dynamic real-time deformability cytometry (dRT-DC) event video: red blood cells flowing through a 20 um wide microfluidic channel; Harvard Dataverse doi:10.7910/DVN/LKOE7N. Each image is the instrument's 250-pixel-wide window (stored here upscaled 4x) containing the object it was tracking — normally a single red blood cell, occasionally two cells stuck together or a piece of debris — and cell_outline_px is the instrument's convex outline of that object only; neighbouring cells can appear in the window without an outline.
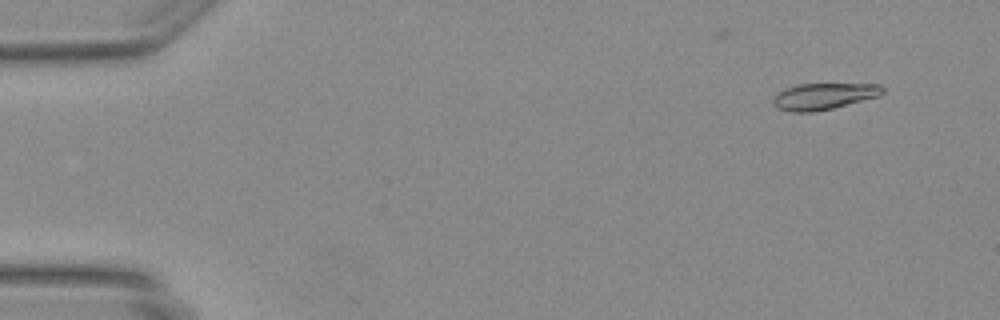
{"species": "Egyptian fruit bat (a non-hibernating species)", "species_latin": "Rousettus aegyptiacus", "temperature_condition": "warm", "stored_images_in_passage": 48, "camera_frame_rate_fps": 3000, "um_per_image_px": 0.085, "animal": {"sex": "female"}, "frame": {"image": 1, "passage_image": 4, "time_ms": 1.0, "image_size_px": [1000, 320], "cell_outline_px": [[884, 92], [880, 96], [832, 108], [812, 112], [792, 112], [776, 108], [772, 104], [772, 100], [784, 88], [800, 84], [880, 84], [884, 88]], "centroid_in_image_um": [70.02, 8.18], "position_along_channel_um": 15.0, "area_um2": 16.82}}
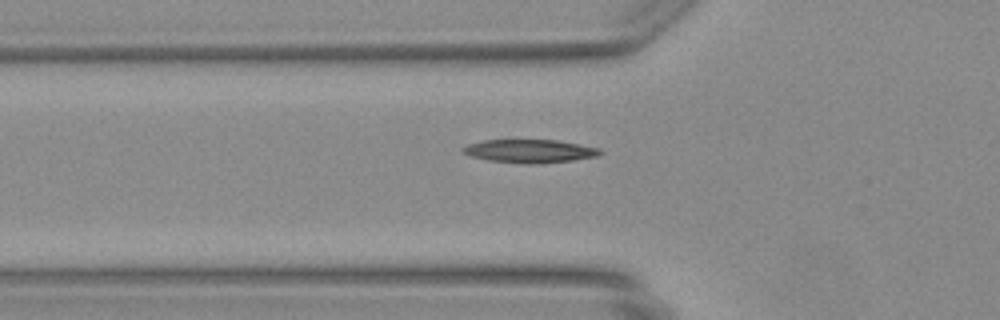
{"frame": {"image": 2, "passage_image": 17, "time_ms": 5.333, "image_size_px": [1000, 320], "cell_outline_px": [[604, 152], [600, 156], [572, 160], [540, 164], [524, 164], [488, 160], [472, 156], [460, 152], [460, 148], [468, 144], [484, 140], [556, 140], [580, 144], [600, 148]], "centroid_in_image_um": [45.05, 12.85], "position_along_channel_um": 80.8, "area_um2": 18.84}}
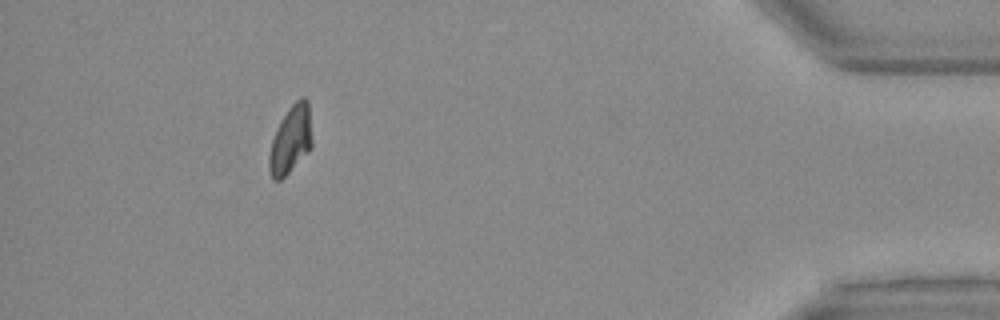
{"frame": {"image": 3, "passage_image": 44, "time_ms": 14.333, "image_size_px": [1000, 320], "cell_outline_px": [[312, 148], [280, 180], [272, 180], [268, 168], [268, 156], [272, 140], [276, 128], [280, 120], [288, 108], [300, 96], [304, 96], [308, 100], [312, 140]], "centroid_in_image_um": [24.7, 11.85], "position_along_channel_um": 410.5, "area_um2": 17.11}}